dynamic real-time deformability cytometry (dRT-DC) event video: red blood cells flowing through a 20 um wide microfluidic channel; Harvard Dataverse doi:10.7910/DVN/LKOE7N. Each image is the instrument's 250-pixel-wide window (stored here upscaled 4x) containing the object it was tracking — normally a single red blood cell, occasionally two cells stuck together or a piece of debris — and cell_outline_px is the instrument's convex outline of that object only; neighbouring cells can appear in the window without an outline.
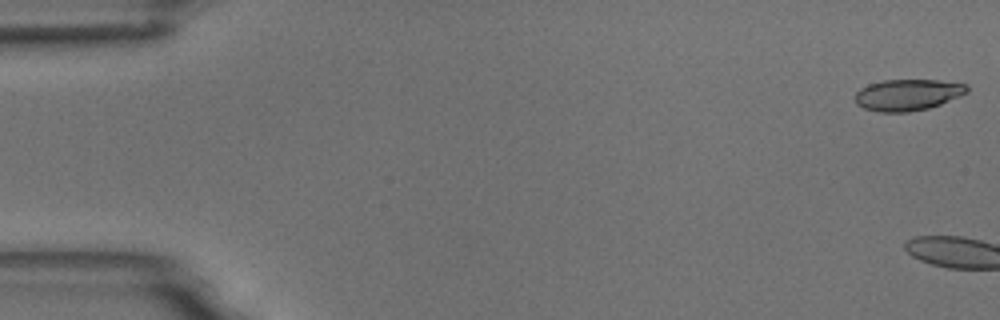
{"species": "common noctule bat (a hibernating species)", "species_latin": "Nyctalus noctula", "temperature_condition": "room temperature", "stored_images_in_passage": 7, "camera_frame_rate_fps": 3000, "um_per_image_px": 0.085, "animal": {"sex": "male", "body_mass_g": 18.8}, "frame": {"image": 1, "passage_image": 1, "time_ms": 0.0, "image_size_px": [1000, 320], "cell_outline_px": [[968, 92], [960, 96], [940, 104], [928, 108], [908, 112], [880, 112], [864, 108], [856, 104], [856, 92], [860, 88], [868, 84], [884, 80], [936, 80], [968, 84]], "centroid_in_image_um": [77.15, 8.06], "position_along_channel_um": 7.8, "area_um2": 20.4}}